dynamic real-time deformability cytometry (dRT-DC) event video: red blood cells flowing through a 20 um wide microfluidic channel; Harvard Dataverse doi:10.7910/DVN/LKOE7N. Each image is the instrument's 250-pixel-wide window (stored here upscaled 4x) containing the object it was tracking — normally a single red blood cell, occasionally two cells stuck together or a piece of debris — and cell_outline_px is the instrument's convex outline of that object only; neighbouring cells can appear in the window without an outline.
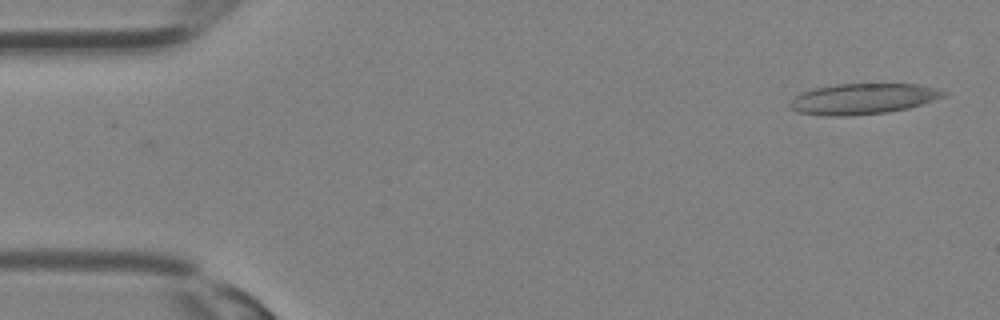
{"species": "Egyptian fruit bat (a non-hibernating species)", "species_latin": "Rousettus aegyptiacus", "temperature_condition": "room temperature", "stored_images_in_passage": 32, "camera_frame_rate_fps": 3000, "um_per_image_px": 0.085, "animal": {"sex": "female"}, "frame": {"image": 1, "passage_image": 1, "time_ms": 0.0, "image_size_px": [1000, 320], "cell_outline_px": [[948, 96], [908, 108], [888, 112], [848, 116], [824, 116], [796, 112], [788, 104], [796, 96], [804, 92], [816, 88], [836, 84], [920, 84], [936, 88], [948, 92]], "centroid_in_image_um": [73.4, 8.4], "position_along_channel_um": 11.6, "area_um2": 27.57}}
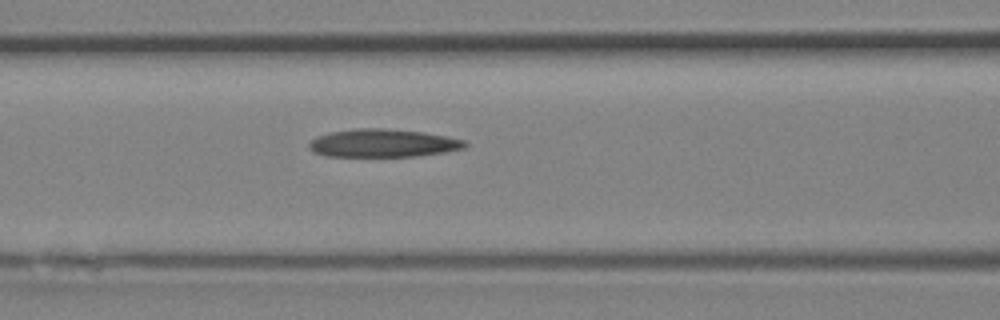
{"frame": {"image": 2, "passage_image": 13, "time_ms": 4.0, "image_size_px": [1000, 320], "cell_outline_px": [[468, 144], [464, 148], [444, 152], [416, 156], [324, 156], [312, 152], [308, 148], [308, 144], [316, 136], [332, 132], [356, 128], [380, 128], [424, 132], [464, 140]], "centroid_in_image_um": [32.51, 12.17], "position_along_channel_um": 134.1, "area_um2": 25.37}}
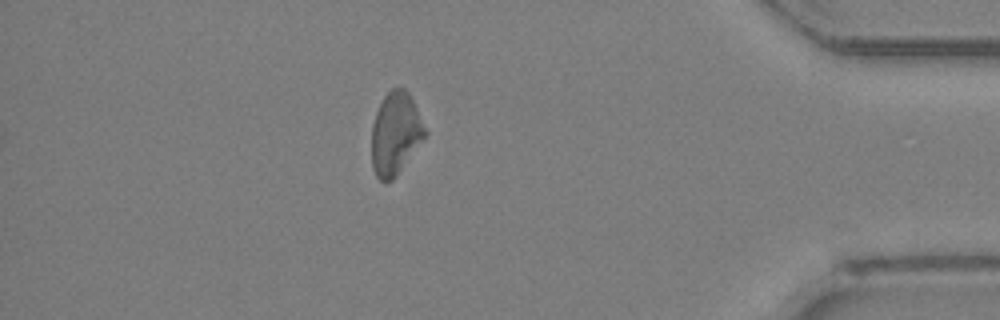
{"frame": {"image": 3, "passage_image": 28, "time_ms": 9.0, "image_size_px": [1000, 320], "cell_outline_px": [[428, 132], [396, 176], [392, 180], [380, 180], [376, 176], [372, 168], [372, 124], [376, 112], [384, 96], [392, 88], [404, 88], [408, 92]], "centroid_in_image_um": [33.6, 11.35], "position_along_channel_um": 401.6, "area_um2": 25.32}}